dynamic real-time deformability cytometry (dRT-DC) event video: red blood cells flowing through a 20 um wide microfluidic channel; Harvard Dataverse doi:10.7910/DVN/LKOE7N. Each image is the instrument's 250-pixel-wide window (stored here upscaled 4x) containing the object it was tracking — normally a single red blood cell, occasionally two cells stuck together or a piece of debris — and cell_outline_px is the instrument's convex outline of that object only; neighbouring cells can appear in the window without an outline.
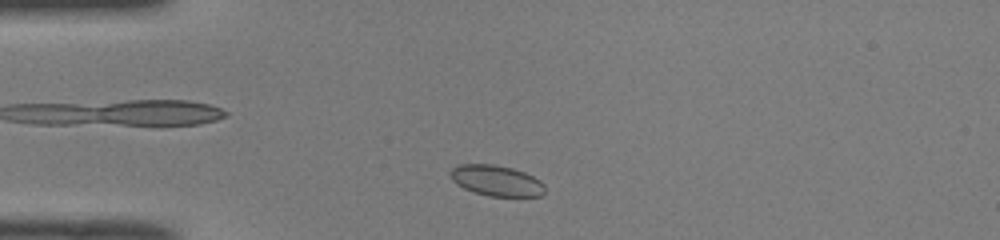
{"species": "common noctule bat (a hibernating species)", "species_latin": "Nyctalus noctula", "temperature_condition": "room temperature", "stored_images_in_passage": 41, "camera_frame_rate_fps": 3000, "um_per_image_px": 0.085, "animal": {"sex": "male", "body_mass_g": 19.0, "forearm_length_mm": 50.8}, "frame": {"image": 1, "passage_image": 3, "time_ms": 0.667, "image_size_px": [1000, 240], "cell_outline_px": [[544, 192], [540, 196], [488, 196], [472, 192], [456, 184], [452, 180], [452, 168], [456, 164], [492, 164], [512, 168], [524, 172], [540, 180], [544, 184]], "centroid_in_image_um": [42.18, 15.35], "position_along_channel_um": 42.8, "area_um2": 16.88}}
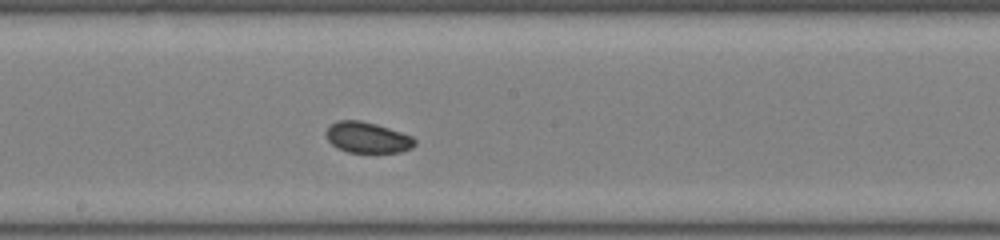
{"frame": {"image": 2, "passage_image": 18, "time_ms": 5.667, "image_size_px": [1000, 240], "cell_outline_px": [[416, 144], [412, 148], [400, 152], [348, 152], [336, 148], [328, 140], [324, 132], [336, 120], [360, 120], [376, 124], [412, 136], [416, 140]], "centroid_in_image_um": [31.22, 11.69], "position_along_channel_um": 217.0, "area_um2": 15.95}}
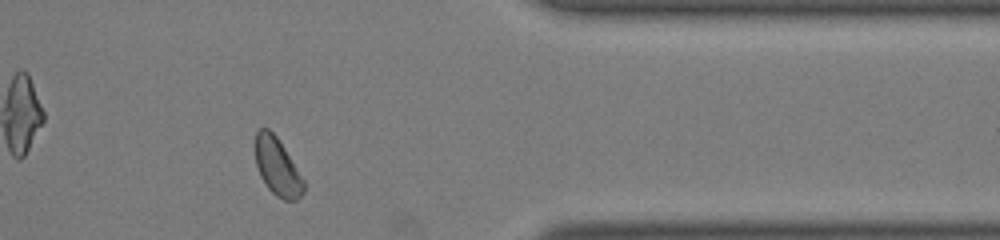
{"frame": {"image": 3, "passage_image": 32, "time_ms": 10.333, "image_size_px": [1000, 240], "cell_outline_px": [[304, 192], [296, 200], [284, 200], [276, 196], [268, 188], [260, 176], [256, 164], [256, 132], [260, 128], [268, 128], [276, 136], [284, 148], [304, 180]], "centroid_in_image_um": [23.57, 14.2], "position_along_channel_um": 387.8, "area_um2": 15.95}, "authors_computed_cell_mechanics": {"area_um2": 16.473, "velocity_mm_per_s": 3.9845, "shape_relaxation_time_tau1_ms": 5.107, "shape_relaxation_time_tau2_ms": 1.5717, "deformation_change_tau1": 0.0742, "deformation_change_tau2": 0.0422}}